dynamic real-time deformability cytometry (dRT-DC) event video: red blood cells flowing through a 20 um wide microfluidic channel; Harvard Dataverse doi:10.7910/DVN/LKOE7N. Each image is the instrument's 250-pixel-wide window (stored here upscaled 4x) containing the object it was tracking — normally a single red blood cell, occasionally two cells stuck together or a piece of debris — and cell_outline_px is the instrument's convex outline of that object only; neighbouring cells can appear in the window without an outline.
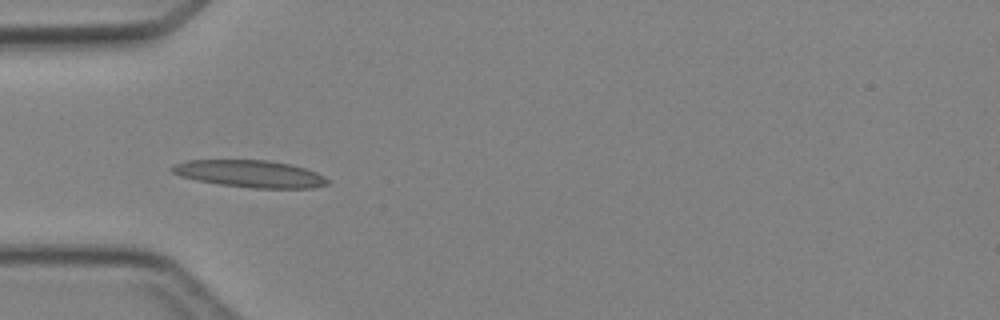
{"species": "Egyptian fruit bat (a non-hibernating species)", "species_latin": "Rousettus aegyptiacus", "temperature_condition": "cold", "stored_images_in_passage": 5, "camera_frame_rate_fps": 3000, "um_per_image_px": 0.085, "animal": {"sex": "female"}, "frame": {"image": 1, "passage_image": 4, "time_ms": 3.667, "image_size_px": [1000, 320], "cell_outline_px": [[328, 184], [312, 188], [252, 188], [220, 184], [180, 176], [172, 172], [168, 168], [172, 164], [188, 160], [268, 160], [288, 164], [304, 168], [316, 172], [324, 176], [328, 180]], "centroid_in_image_um": [21.22, 14.76], "position_along_channel_um": 63.8, "area_um2": 24.45}}
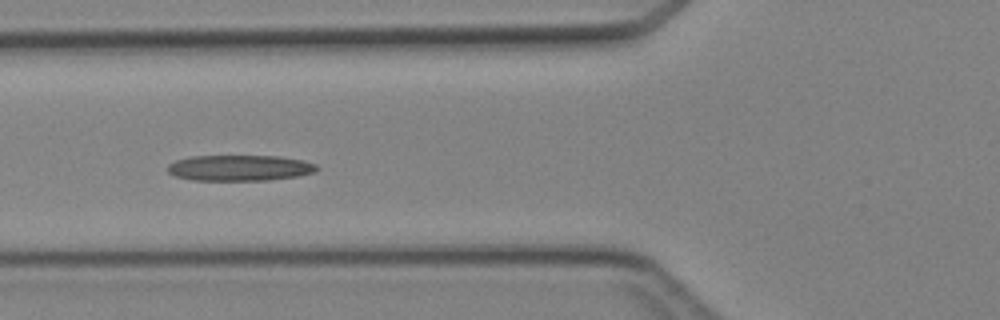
{"frame": {"image": 2, "passage_image": 5, "time_ms": 4.667, "image_size_px": [1000, 320], "cell_outline_px": [[320, 168], [316, 172], [296, 176], [268, 180], [192, 180], [172, 176], [168, 172], [168, 164], [176, 160], [188, 156], [280, 156], [304, 160], [316, 164]], "centroid_in_image_um": [20.37, 14.27], "position_along_channel_um": 105.4, "area_um2": 22.66}}